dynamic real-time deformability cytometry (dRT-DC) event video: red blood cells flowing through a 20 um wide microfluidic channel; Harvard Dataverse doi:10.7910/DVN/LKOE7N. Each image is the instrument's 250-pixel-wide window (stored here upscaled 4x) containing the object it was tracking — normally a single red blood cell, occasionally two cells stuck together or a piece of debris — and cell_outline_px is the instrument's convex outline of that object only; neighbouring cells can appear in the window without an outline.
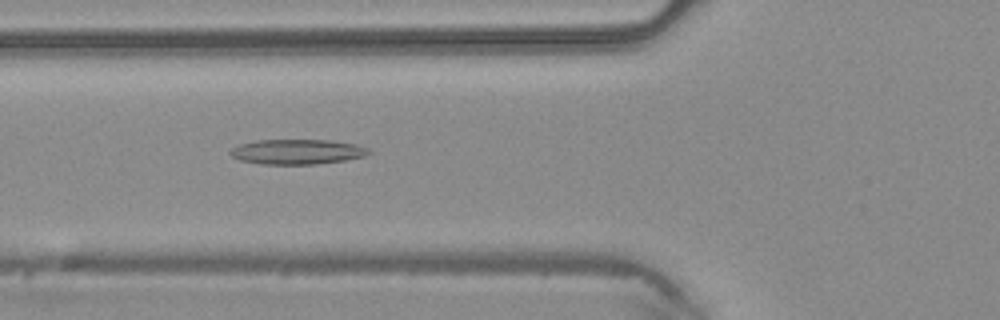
{"species": "common noctule bat (a hibernating species)", "species_latin": "Nyctalus noctula", "temperature_condition": "warm", "stored_images_in_passage": 36, "camera_frame_rate_fps": 3000, "um_per_image_px": 0.085, "animal": {"sex": "male", "body_mass_g": 20.4}, "frame": {"image": 1, "passage_image": 7, "time_ms": 2.0, "image_size_px": [1000, 320], "cell_outline_px": [[372, 152], [364, 156], [344, 160], [316, 164], [264, 164], [240, 160], [232, 156], [228, 152], [232, 148], [240, 144], [260, 140], [332, 140], [356, 144], [368, 148]], "centroid_in_image_um": [25.28, 12.89], "position_along_channel_um": 100.5, "area_um2": 20.06}}
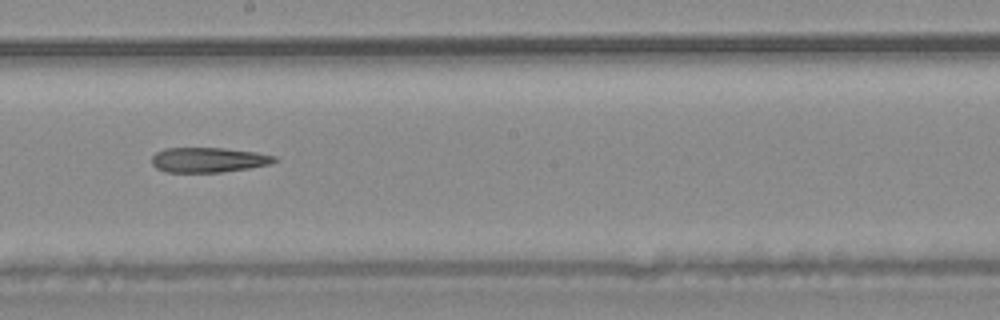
{"frame": {"image": 2, "passage_image": 16, "time_ms": 5.0, "image_size_px": [1000, 320], "cell_outline_px": [[280, 160], [272, 164], [248, 168], [220, 172], [168, 172], [156, 168], [152, 164], [152, 156], [156, 152], [164, 148], [224, 148], [256, 152], [276, 156]], "centroid_in_image_um": [17.75, 13.58], "position_along_channel_um": 230.5, "area_um2": 17.92}}
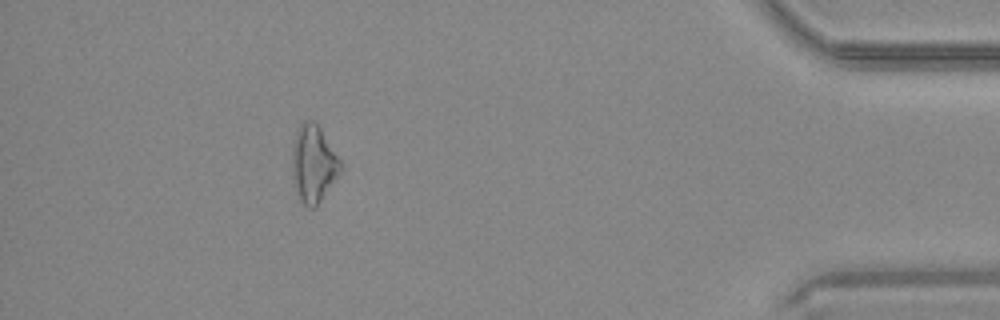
{"frame": {"image": 3, "passage_image": 32, "time_ms": 10.333, "image_size_px": [1000, 320], "cell_outline_px": [[340, 172], [316, 208], [308, 208], [300, 200], [292, 176], [292, 144], [296, 132], [300, 124], [304, 120], [316, 120], [340, 160]], "centroid_in_image_um": [26.62, 13.9], "position_along_channel_um": 408.6, "area_um2": 21.73}}